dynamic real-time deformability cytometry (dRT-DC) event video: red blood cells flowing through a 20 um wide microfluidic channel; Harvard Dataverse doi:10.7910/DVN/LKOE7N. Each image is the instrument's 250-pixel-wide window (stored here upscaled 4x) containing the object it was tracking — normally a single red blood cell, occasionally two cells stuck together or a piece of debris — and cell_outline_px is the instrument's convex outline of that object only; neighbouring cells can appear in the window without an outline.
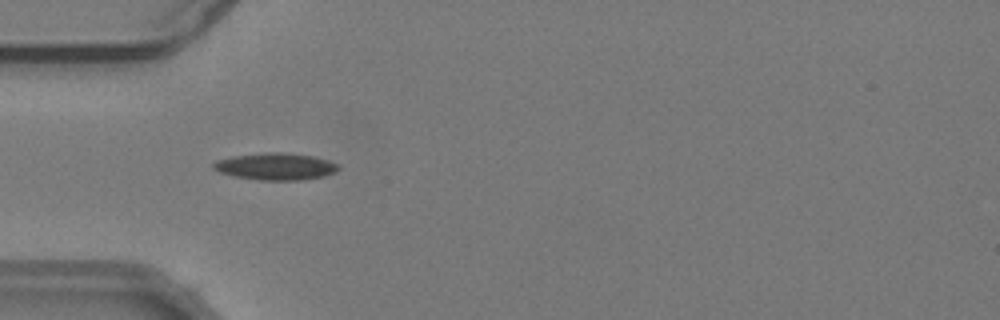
{"species": "common noctule bat (a hibernating species)", "species_latin": "Nyctalus noctula", "temperature_condition": "warm", "stored_images_in_passage": 40, "camera_frame_rate_fps": 3000, "um_per_image_px": 0.085, "animal": {"sex": "male", "body_mass_g": 19.2, "forearm_length_mm": 51.8}, "frame": {"image": 1, "passage_image": 3, "time_ms": 0.667, "image_size_px": [1000, 320], "cell_outline_px": [[340, 168], [336, 172], [324, 176], [300, 180], [260, 180], [232, 176], [220, 172], [212, 168], [212, 164], [216, 160], [232, 156], [264, 152], [284, 152], [312, 156], [328, 160], [336, 164]], "centroid_in_image_um": [23.4, 14.14], "position_along_channel_um": 61.6, "area_um2": 19.71}}
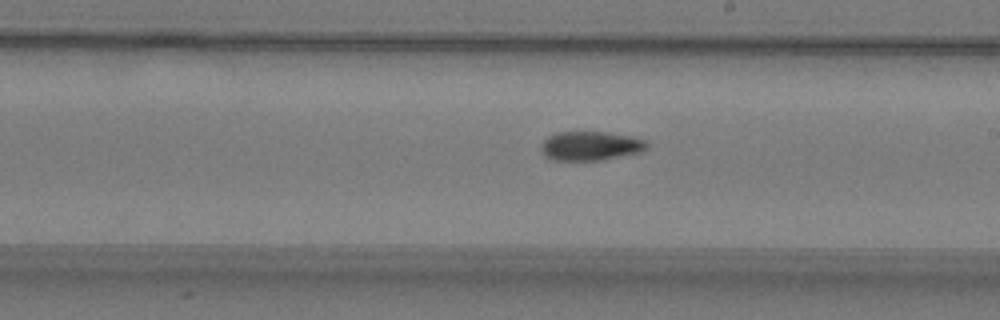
{"frame": {"image": 2, "passage_image": 17, "time_ms": 5.333, "image_size_px": [1000, 320], "cell_outline_px": [[648, 148], [640, 152], [600, 160], [552, 160], [544, 156], [540, 148], [540, 144], [548, 136], [556, 132], [608, 132], [628, 136], [644, 140], [648, 144]], "centroid_in_image_um": [50.14, 12.4], "position_along_channel_um": 238.9, "area_um2": 17.92}}
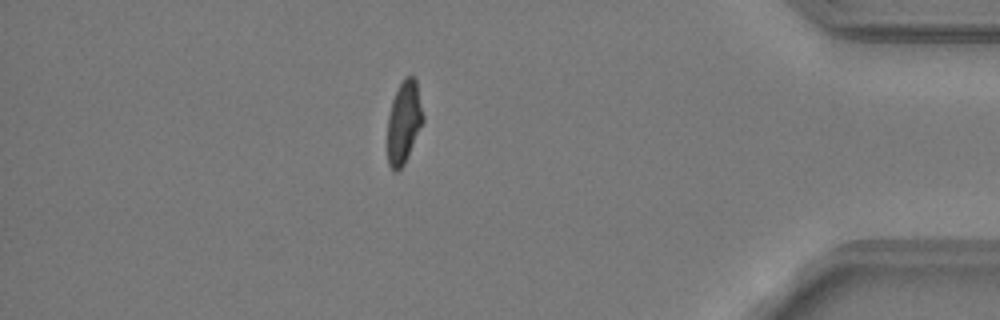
{"frame": {"image": 3, "passage_image": 33, "time_ms": 10.667, "image_size_px": [1000, 320], "cell_outline_px": [[424, 120], [408, 156], [404, 164], [396, 172], [392, 172], [388, 164], [388, 116], [392, 100], [404, 76], [412, 76], [416, 80], [424, 116]], "centroid_in_image_um": [34.33, 10.4], "position_along_channel_um": 400.9, "area_um2": 17.05}, "authors_computed_cell_mechanics": {"area_um2": 18.1203, "velocity_mm_per_s": 3.8133, "shape_relaxation_time_tau1_ms": null, "shape_relaxation_time_tau2_ms": 5.712, "deformation_change_tau1": null, "deformation_change_tau2": 0.1169}}